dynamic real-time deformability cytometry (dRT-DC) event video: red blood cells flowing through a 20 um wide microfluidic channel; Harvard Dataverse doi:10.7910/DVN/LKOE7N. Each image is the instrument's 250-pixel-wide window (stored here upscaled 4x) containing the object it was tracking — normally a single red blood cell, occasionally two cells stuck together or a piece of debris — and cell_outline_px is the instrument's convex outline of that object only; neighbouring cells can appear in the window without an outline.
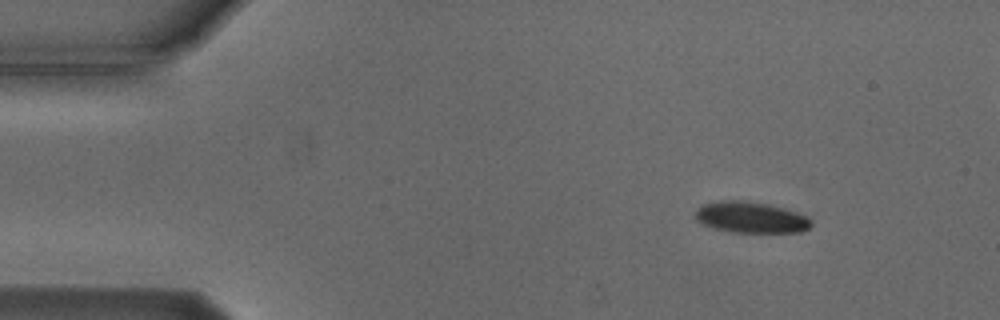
{"species": "Egyptian fruit bat (a non-hibernating species)", "species_latin": "Rousettus aegyptiacus", "temperature_condition": "cold", "stored_images_in_passage": 5, "camera_frame_rate_fps": 3000, "um_per_image_px": 0.085, "animal": {"sex": "male"}, "frame": {"image": 1, "passage_image": 1, "time_ms": 0.0, "image_size_px": [1000, 320], "cell_outline_px": [[812, 224], [808, 228], [800, 232], [732, 232], [712, 228], [696, 220], [696, 208], [704, 204], [724, 200], [740, 200], [768, 204], [796, 212], [808, 216], [812, 220]], "centroid_in_image_um": [63.82, 18.48], "position_along_channel_um": 21.2, "area_um2": 20.92}}